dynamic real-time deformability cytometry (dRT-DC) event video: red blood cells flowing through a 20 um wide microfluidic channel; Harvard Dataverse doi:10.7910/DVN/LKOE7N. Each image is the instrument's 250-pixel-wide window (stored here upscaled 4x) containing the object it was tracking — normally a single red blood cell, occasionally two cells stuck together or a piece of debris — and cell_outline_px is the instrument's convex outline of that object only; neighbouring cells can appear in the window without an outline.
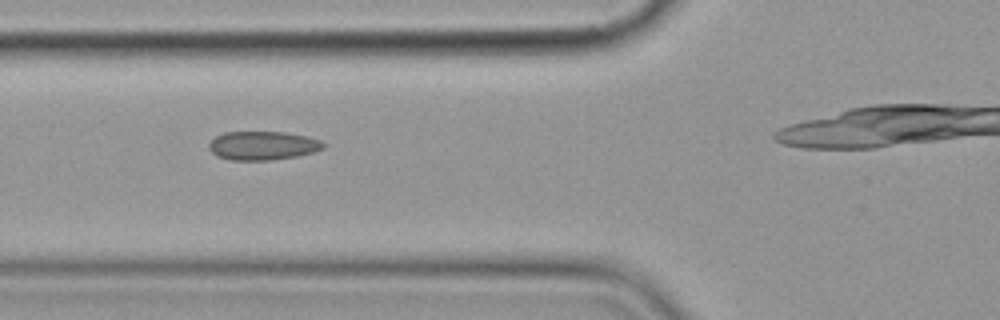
{"species": "common noctule bat (a hibernating species)", "species_latin": "Nyctalus noctula", "temperature_condition": "cold", "stored_images_in_passage": 12, "camera_frame_rate_fps": 3000, "um_per_image_px": 0.085, "animal": {"sex": "female", "body_mass_g": 19.9}, "frame": {"image": 1, "passage_image": 4, "time_ms": 4.0, "image_size_px": [1000, 320], "cell_outline_px": [[328, 144], [324, 148], [312, 152], [296, 156], [272, 160], [232, 160], [216, 156], [208, 148], [208, 144], [216, 136], [224, 132], [284, 132], [308, 136], [320, 140]], "centroid_in_image_um": [22.34, 12.37], "position_along_channel_um": 103.5, "area_um2": 19.25}}
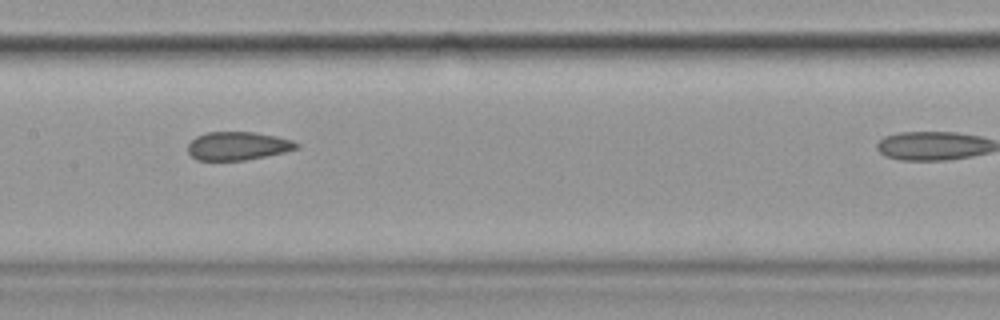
{"frame": {"image": 2, "passage_image": 6, "time_ms": 6.333, "image_size_px": [1000, 320], "cell_outline_px": [[300, 148], [284, 152], [244, 160], [196, 160], [188, 152], [188, 144], [196, 136], [208, 132], [256, 132], [276, 136], [292, 140], [300, 144]], "centroid_in_image_um": [20.23, 12.4], "position_along_channel_um": 187.2, "area_um2": 17.92}}
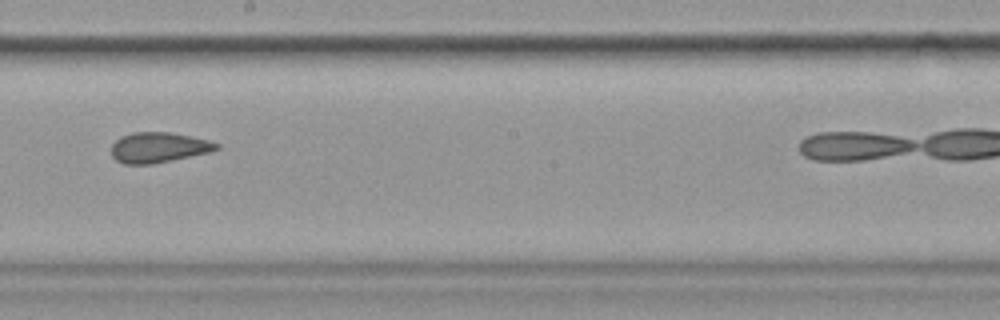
{"frame": {"image": 3, "passage_image": 7, "time_ms": 7.667, "image_size_px": [1000, 320], "cell_outline_px": [[220, 148], [212, 152], [152, 164], [124, 164], [116, 160], [112, 156], [112, 144], [120, 136], [132, 132], [168, 132], [208, 140], [220, 144]], "centroid_in_image_um": [13.48, 12.54], "position_along_channel_um": 234.7, "area_um2": 18.61}, "authors_computed_cell_mechanics": {"area_um2": 19.3341, "velocity_mm_per_s": 3.5879, "shape_relaxation_time_tau1_ms": 8.6255, "shape_relaxation_time_tau2_ms": 1.7164, "deformation_change_tau1": 0.1013, "deformation_change_tau2": 0.0564}}